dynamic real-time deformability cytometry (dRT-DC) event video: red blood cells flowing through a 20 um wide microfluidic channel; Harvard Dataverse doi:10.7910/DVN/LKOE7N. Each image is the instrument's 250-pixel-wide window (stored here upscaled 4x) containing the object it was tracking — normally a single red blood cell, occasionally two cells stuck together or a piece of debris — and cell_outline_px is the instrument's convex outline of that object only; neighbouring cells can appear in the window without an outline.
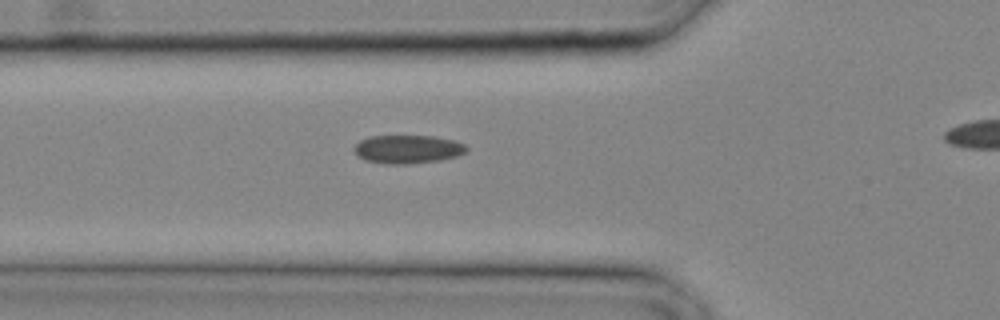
{"species": "common noctule bat (a hibernating species)", "species_latin": "Nyctalus noctula", "temperature_condition": "cold", "stored_images_in_passage": 13, "camera_frame_rate_fps": 3000, "um_per_image_px": 0.085, "animal": {"sex": "male", "body_mass_g": 20.4}, "frame": {"image": 1, "passage_image": 4, "time_ms": 1.0, "image_size_px": [1000, 320], "cell_outline_px": [[468, 152], [456, 156], [440, 160], [408, 164], [388, 164], [364, 160], [352, 148], [360, 140], [368, 136], [432, 136], [452, 140], [464, 144], [468, 148]], "centroid_in_image_um": [34.65, 12.68], "position_along_channel_um": 91.1, "area_um2": 18.55}}
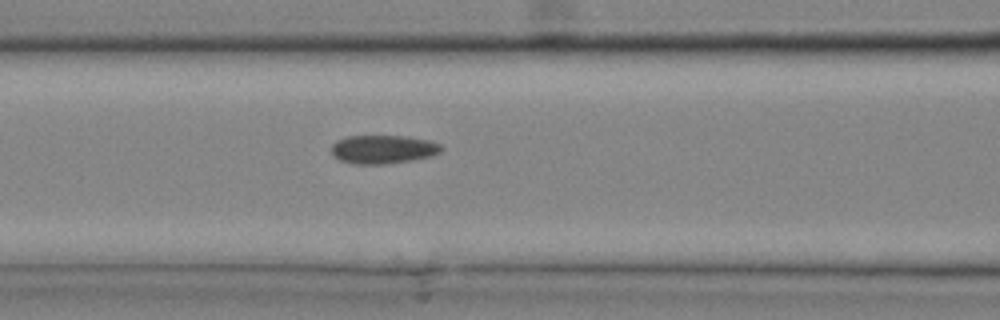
{"frame": {"image": 2, "passage_image": 6, "time_ms": 1.667, "image_size_px": [1000, 320], "cell_outline_px": [[444, 148], [440, 152], [432, 156], [412, 160], [384, 164], [352, 164], [340, 160], [332, 156], [332, 144], [336, 140], [348, 136], [408, 136], [432, 140], [440, 144]], "centroid_in_image_um": [32.58, 12.69], "position_along_channel_um": 134.0, "area_um2": 18.55}}